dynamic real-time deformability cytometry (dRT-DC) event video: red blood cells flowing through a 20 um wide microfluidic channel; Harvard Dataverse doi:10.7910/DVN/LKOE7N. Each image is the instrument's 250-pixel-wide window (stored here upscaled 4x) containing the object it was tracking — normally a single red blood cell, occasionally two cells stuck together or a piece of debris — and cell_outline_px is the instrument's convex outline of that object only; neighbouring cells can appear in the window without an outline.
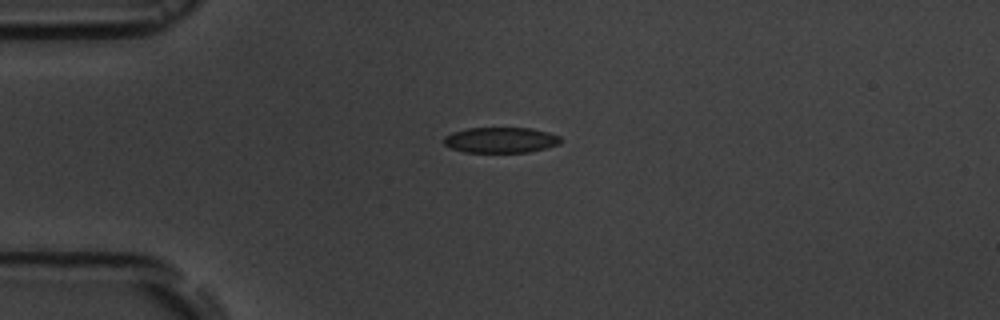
{"species": "common noctule bat (a hibernating species)", "species_latin": "Nyctalus noctula", "temperature_condition": "room temperature", "stored_images_in_passage": 1, "camera_frame_rate_fps": 3000, "um_per_image_px": 0.085, "animal": {"sex": "male", "body_mass_g": 19.5, "forearm_length_mm": 54.6}, "frame": {"image": 1, "passage_image": 1, "time_ms": 0.0, "image_size_px": [1000, 320], "cell_outline_px": [[560, 144], [528, 152], [464, 152], [452, 148], [444, 144], [444, 136], [452, 132], [468, 128], [532, 128], [548, 132], [560, 136]], "centroid_in_image_um": [42.55, 11.9], "position_along_channel_um": 42.5, "area_um2": 17.34}}